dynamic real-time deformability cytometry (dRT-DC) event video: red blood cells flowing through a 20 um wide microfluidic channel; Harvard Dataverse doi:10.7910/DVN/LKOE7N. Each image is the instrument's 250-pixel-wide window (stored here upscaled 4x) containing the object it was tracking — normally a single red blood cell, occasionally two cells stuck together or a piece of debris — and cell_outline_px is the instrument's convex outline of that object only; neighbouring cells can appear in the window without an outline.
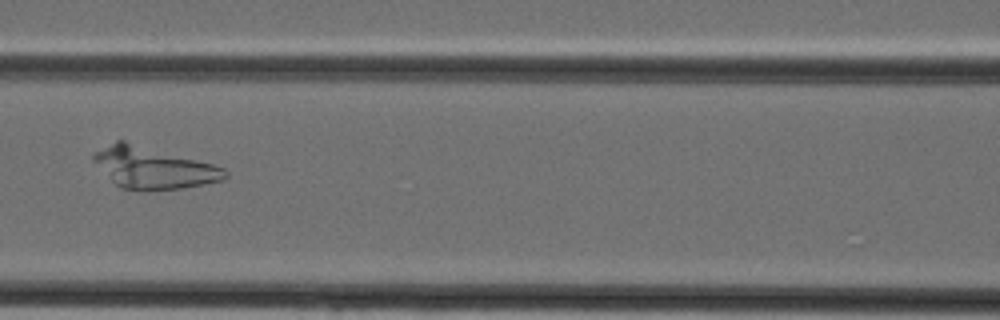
{"species": "Egyptian fruit bat (a non-hibernating species)", "species_latin": "Rousettus aegyptiacus", "temperature_condition": "cold", "stored_images_in_passage": 33, "camera_frame_rate_fps": 3000, "um_per_image_px": 0.085, "animal": {"sex": "female"}, "frame": {"image": 1, "passage_image": 10, "time_ms": 3.0, "image_size_px": [1000, 320], "cell_outline_px": [[228, 176], [224, 180], [204, 184], [180, 188], [120, 188], [92, 160], [92, 156], [96, 152], [116, 140], [124, 140], [212, 164], [224, 168], [228, 172]], "centroid_in_image_um": [13.05, 14.23], "position_along_channel_um": 153.5, "area_um2": 30.81}}
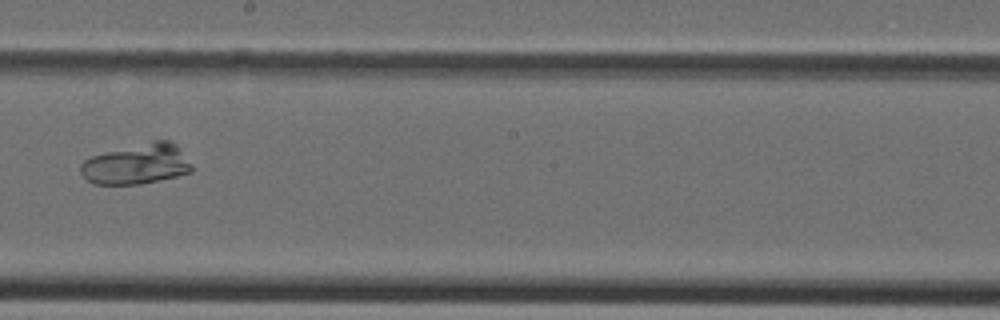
{"frame": {"image": 2, "passage_image": 15, "time_ms": 4.667, "image_size_px": [1000, 320], "cell_outline_px": [[192, 172], [176, 176], [140, 184], [92, 184], [80, 172], [80, 164], [84, 160], [92, 156], [104, 152], [156, 140], [168, 140], [176, 144], [192, 164]], "centroid_in_image_um": [11.63, 13.95], "position_along_channel_um": 236.6, "area_um2": 26.01}}
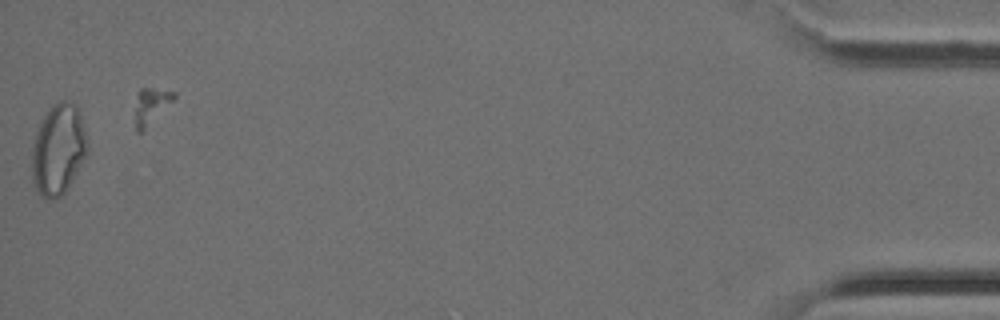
{"frame": {"image": 3, "passage_image": 32, "time_ms": 10.333, "image_size_px": [1000, 320], "cell_outline_px": [[88, 152], [68, 188], [60, 196], [52, 200], [40, 196], [32, 184], [32, 148], [36, 132], [44, 116], [52, 104], [60, 100], [64, 100], [76, 104], [80, 112], [88, 144]], "centroid_in_image_um": [4.95, 12.71], "position_along_channel_um": 430.2, "area_um2": 29.54}}